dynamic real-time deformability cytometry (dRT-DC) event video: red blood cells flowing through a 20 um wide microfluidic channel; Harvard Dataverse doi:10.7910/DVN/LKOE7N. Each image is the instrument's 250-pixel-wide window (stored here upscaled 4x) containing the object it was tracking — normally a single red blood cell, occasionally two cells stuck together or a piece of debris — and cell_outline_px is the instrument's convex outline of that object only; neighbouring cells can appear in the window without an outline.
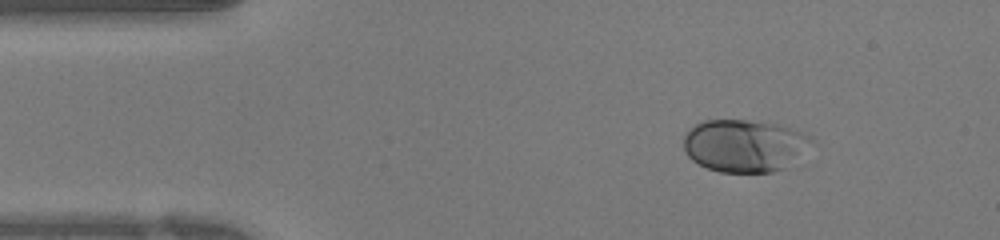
{"species": "human", "species_latin": "Homo sapiens", "temperature_condition": "warm", "stored_images_in_passage": 37, "camera_frame_rate_fps": 3000, "um_per_image_px": 0.085, "donor": {"sex": "female"}, "frame": {"image": 1, "passage_image": 1, "time_ms": 0.0, "image_size_px": [1000, 240], "cell_outline_px": [[816, 144], [784, 168], [772, 172], [720, 172], [708, 168], [692, 160], [688, 156], [684, 148], [684, 136], [688, 128], [704, 120], [764, 120], [780, 124], [792, 128], [812, 136]], "centroid_in_image_um": [63.33, 12.35], "position_along_channel_um": 21.7, "area_um2": 39.77}}
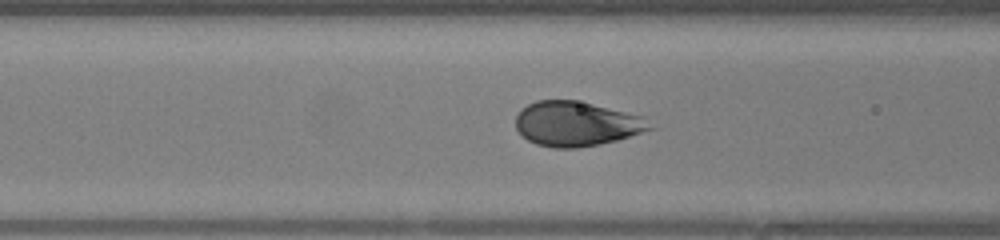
{"frame": {"image": 2, "passage_image": 11, "time_ms": 3.333, "image_size_px": [1000, 240], "cell_outline_px": [[656, 128], [616, 140], [600, 144], [576, 148], [552, 148], [536, 144], [528, 140], [516, 128], [516, 116], [520, 108], [536, 100], [576, 100], [644, 116]], "centroid_in_image_um": [49.0, 10.52], "position_along_channel_um": 117.6, "area_um2": 35.03}}
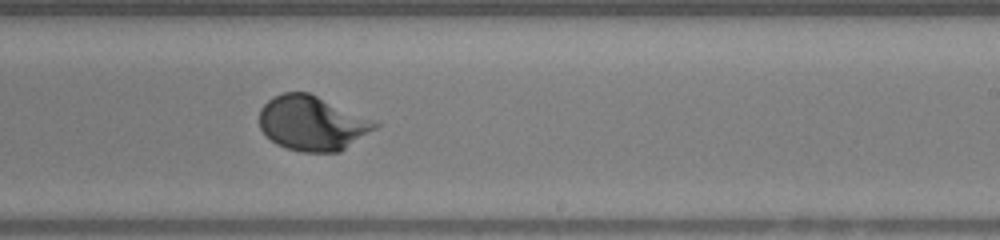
{"frame": {"image": 3, "passage_image": 20, "time_ms": 6.333, "image_size_px": [1000, 240], "cell_outline_px": [[380, 124], [376, 128], [340, 152], [300, 152], [276, 144], [260, 128], [260, 108], [272, 96], [284, 92], [308, 92]], "centroid_in_image_um": [26.49, 10.48], "position_along_channel_um": 262.5, "area_um2": 36.24}}